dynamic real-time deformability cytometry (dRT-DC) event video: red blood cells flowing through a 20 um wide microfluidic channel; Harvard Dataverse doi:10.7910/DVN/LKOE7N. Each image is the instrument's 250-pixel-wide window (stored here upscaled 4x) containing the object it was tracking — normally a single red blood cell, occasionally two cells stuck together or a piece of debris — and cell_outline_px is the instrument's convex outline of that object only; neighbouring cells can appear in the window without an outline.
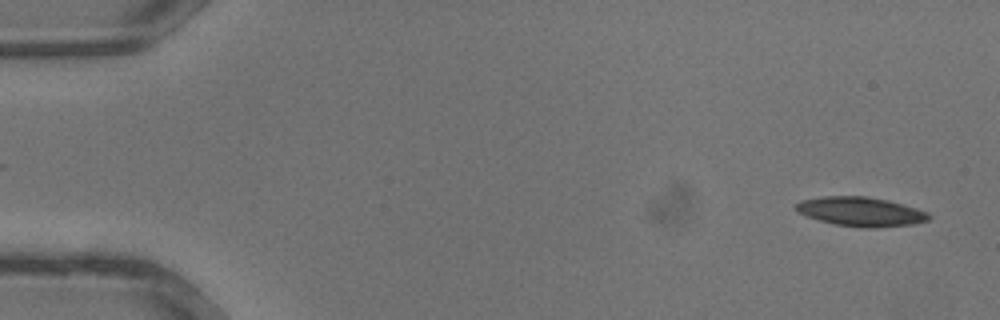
{"species": "common noctule bat (a hibernating species)", "species_latin": "Nyctalus noctula", "temperature_condition": "warm", "stored_images_in_passage": 34, "camera_frame_rate_fps": 3000, "um_per_image_px": 0.085, "animal": {"sex": "male", "body_mass_g": 13.3}, "frame": {"image": 1, "passage_image": 1, "time_ms": 0.0, "image_size_px": [1000, 320], "cell_outline_px": [[932, 216], [928, 220], [912, 224], [872, 228], [868, 228], [836, 224], [820, 220], [808, 216], [800, 212], [796, 208], [796, 204], [800, 200], [824, 196], [868, 196], [888, 200], [916, 208], [928, 212]], "centroid_in_image_um": [73.2, 17.98], "position_along_channel_um": 11.8, "area_um2": 22.37}}
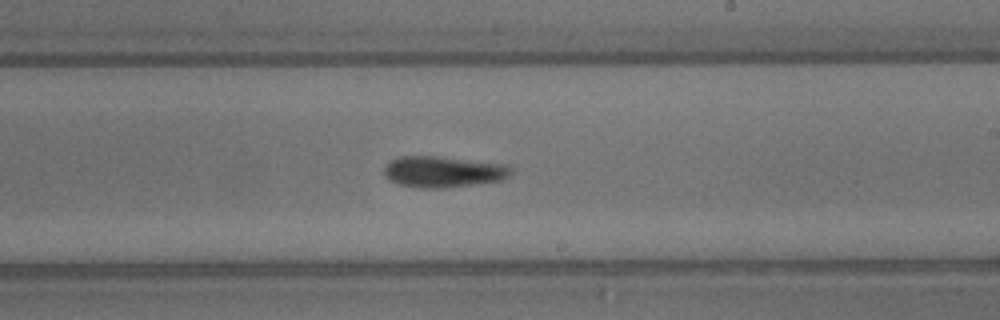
{"frame": {"image": 2, "passage_image": 20, "time_ms": 6.333, "image_size_px": [1000, 320], "cell_outline_px": [[512, 172], [508, 176], [500, 180], [444, 188], [420, 188], [400, 184], [384, 176], [384, 168], [392, 160], [400, 156], [436, 156], [504, 164], [512, 168]], "centroid_in_image_um": [37.66, 14.59], "position_along_channel_um": 251.3, "area_um2": 22.66}}
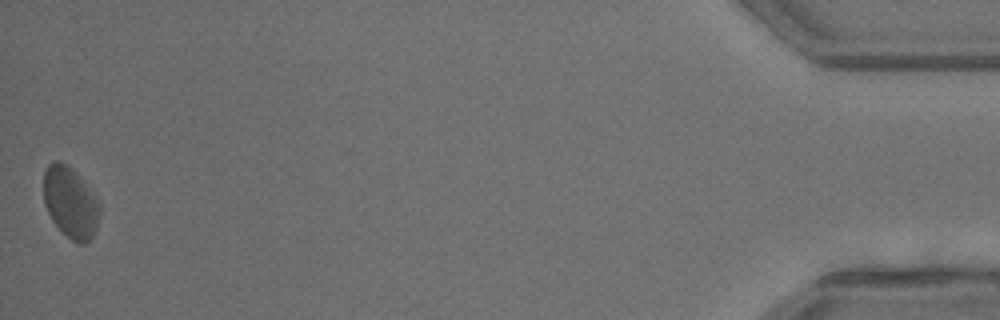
{"frame": {"image": 3, "passage_image": 34, "time_ms": 11.0, "image_size_px": [1000, 320], "cell_outline_px": [[100, 212], [96, 228], [92, 236], [84, 244], [80, 244], [72, 240], [52, 220], [48, 212], [44, 200], [44, 172], [48, 164], [56, 160], [60, 160], [80, 180], [96, 200], [100, 208]], "centroid_in_image_um": [5.95, 17.24], "position_along_channel_um": 429.2, "area_um2": 22.14}}